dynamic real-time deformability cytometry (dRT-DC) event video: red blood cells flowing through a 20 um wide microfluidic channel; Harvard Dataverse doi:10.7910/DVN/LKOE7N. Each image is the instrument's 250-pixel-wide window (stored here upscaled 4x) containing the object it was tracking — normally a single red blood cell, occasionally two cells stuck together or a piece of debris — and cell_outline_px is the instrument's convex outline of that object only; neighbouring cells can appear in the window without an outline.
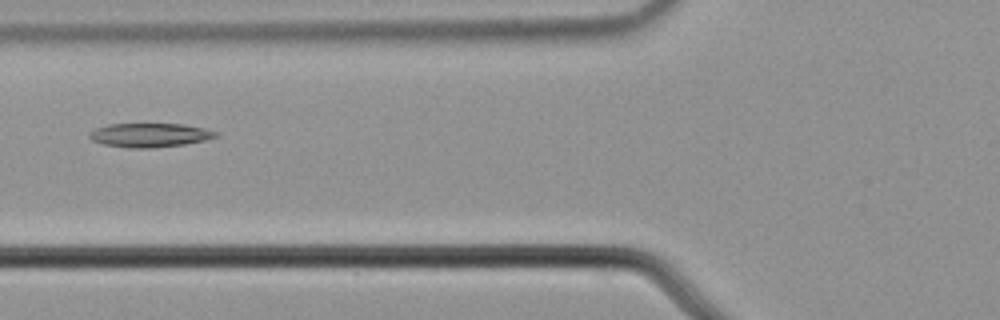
{"species": "common noctule bat (a hibernating species)", "species_latin": "Nyctalus noctula", "temperature_condition": "cold", "stored_images_in_passage": 9, "camera_frame_rate_fps": 3000, "um_per_image_px": 0.085, "animal": {"sex": "male", "body_mass_g": 21.5, "forearm_length_mm": 52.0}, "frame": {"image": 1, "passage_image": 6, "time_ms": 1.667, "image_size_px": [1000, 320], "cell_outline_px": [[220, 136], [204, 140], [184, 144], [152, 148], [132, 148], [104, 144], [92, 140], [88, 136], [88, 132], [96, 128], [108, 124], [184, 124], [204, 128], [220, 132]], "centroid_in_image_um": [12.75, 11.48], "position_along_channel_um": 113.0, "area_um2": 17.69}}
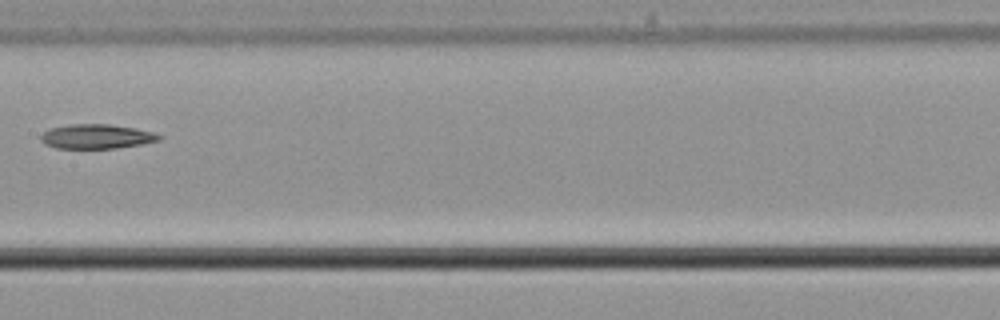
{"frame": {"image": 2, "passage_image": 8, "time_ms": 2.333, "image_size_px": [1000, 320], "cell_outline_px": [[164, 136], [160, 140], [140, 144], [116, 148], [56, 148], [44, 144], [40, 140], [40, 136], [44, 132], [52, 128], [68, 124], [108, 124], [136, 128], [152, 132]], "centroid_in_image_um": [8.2, 11.6], "position_along_channel_um": 199.2, "area_um2": 16.82}}
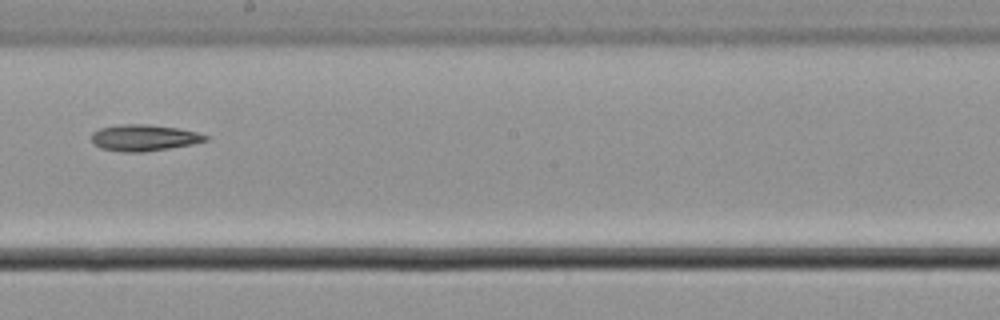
{"frame": {"image": 3, "passage_image": 9, "time_ms": 2.667, "image_size_px": [1000, 320], "cell_outline_px": [[208, 140], [192, 144], [144, 152], [124, 152], [100, 148], [92, 140], [92, 132], [100, 128], [120, 124], [148, 124], [180, 128], [196, 132], [208, 136]], "centroid_in_image_um": [12.24, 11.7], "position_along_channel_um": 236.0, "area_um2": 17.46}}